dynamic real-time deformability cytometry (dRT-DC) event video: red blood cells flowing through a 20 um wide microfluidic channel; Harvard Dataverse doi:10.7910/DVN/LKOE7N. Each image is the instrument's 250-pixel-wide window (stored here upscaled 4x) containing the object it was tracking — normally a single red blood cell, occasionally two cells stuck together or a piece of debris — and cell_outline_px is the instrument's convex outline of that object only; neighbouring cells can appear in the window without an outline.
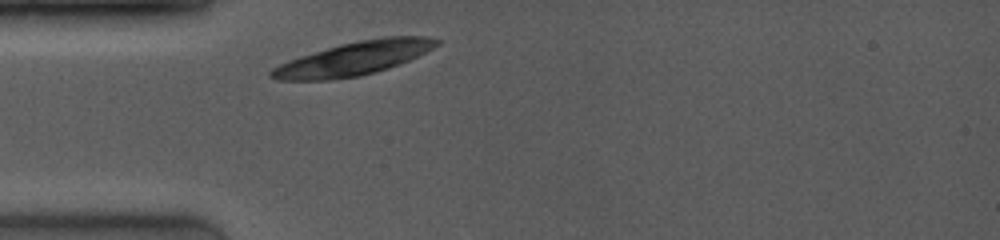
{"species": "common noctule bat (a hibernating species)", "species_latin": "Nyctalus noctula", "temperature_condition": "room temperature", "stored_images_in_passage": 1, "camera_frame_rate_fps": 4000, "um_per_image_px": 0.085, "animal": {"sex": "female", "body_mass_g": 19.0, "forearm_length_mm": 53.3}, "frame": {"image": 1, "passage_image": 1, "time_ms": 0.0, "image_size_px": [1000, 240], "cell_outline_px": [[440, 44], [408, 60], [388, 68], [376, 72], [360, 76], [328, 80], [276, 80], [268, 76], [268, 72], [272, 68], [288, 60], [300, 56], [340, 44], [360, 40], [384, 36], [428, 36], [440, 40]], "centroid_in_image_um": [30.04, 4.97], "position_along_channel_um": 55.0, "area_um2": 32.19}}